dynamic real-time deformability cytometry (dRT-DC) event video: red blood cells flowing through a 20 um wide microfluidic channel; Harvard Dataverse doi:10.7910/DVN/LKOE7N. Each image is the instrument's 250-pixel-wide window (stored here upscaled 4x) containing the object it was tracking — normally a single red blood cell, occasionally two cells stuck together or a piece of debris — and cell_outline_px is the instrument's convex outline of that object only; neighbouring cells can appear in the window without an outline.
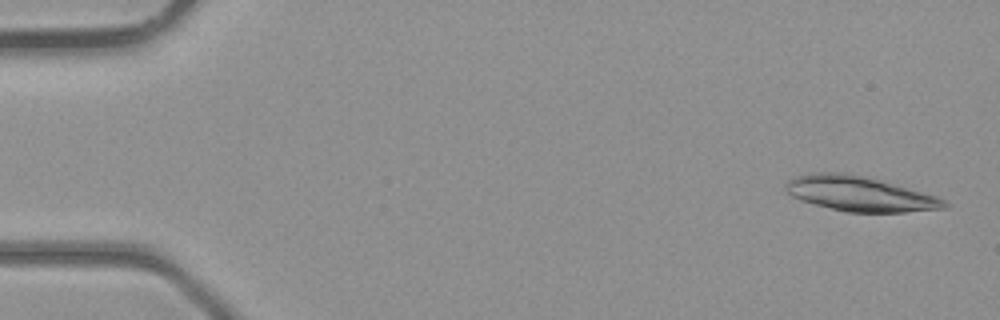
{"species": "common noctule bat (a hibernating species)", "species_latin": "Nyctalus noctula", "temperature_condition": "room temperature", "stored_images_in_passage": 5, "camera_frame_rate_fps": 3000, "um_per_image_px": 0.085, "animal": {"sex": "male", "body_mass_g": 23.1, "forearm_length_mm": 52.7}, "frame": {"image": 1, "passage_image": 1, "time_ms": 0.0, "image_size_px": [1000, 320], "cell_outline_px": [[948, 204], [944, 208], [904, 212], [848, 212], [800, 200], [792, 196], [784, 188], [784, 184], [788, 180], [796, 176], [812, 172], [844, 172], [876, 180], [936, 196], [944, 200]], "centroid_in_image_um": [72.99, 16.47], "position_along_channel_um": 12.0, "area_um2": 31.5}}